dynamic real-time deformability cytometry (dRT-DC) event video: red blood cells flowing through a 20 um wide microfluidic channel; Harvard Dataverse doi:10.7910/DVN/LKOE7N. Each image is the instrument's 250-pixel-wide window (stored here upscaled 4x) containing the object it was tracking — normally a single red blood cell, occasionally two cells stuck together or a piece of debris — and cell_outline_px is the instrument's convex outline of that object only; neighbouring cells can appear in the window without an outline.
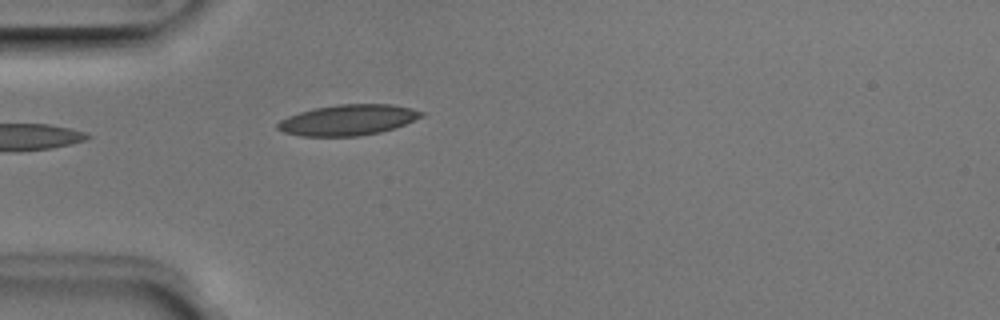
{"species": "Egyptian fruit bat (a non-hibernating species)", "species_latin": "Rousettus aegyptiacus", "temperature_condition": "room temperature", "stored_images_in_passage": 23, "camera_frame_rate_fps": 3000, "um_per_image_px": 0.085, "animal": {"sex": "male"}, "frame": {"image": 1, "passage_image": 1, "time_ms": 0.0, "image_size_px": [1000, 320], "cell_outline_px": [[424, 116], [404, 124], [380, 132], [360, 136], [300, 136], [284, 132], [276, 128], [276, 124], [280, 120], [288, 116], [300, 112], [316, 108], [340, 104], [392, 104], [412, 108], [424, 112]], "centroid_in_image_um": [29.58, 10.2], "position_along_channel_um": 55.4, "area_um2": 25.61}}